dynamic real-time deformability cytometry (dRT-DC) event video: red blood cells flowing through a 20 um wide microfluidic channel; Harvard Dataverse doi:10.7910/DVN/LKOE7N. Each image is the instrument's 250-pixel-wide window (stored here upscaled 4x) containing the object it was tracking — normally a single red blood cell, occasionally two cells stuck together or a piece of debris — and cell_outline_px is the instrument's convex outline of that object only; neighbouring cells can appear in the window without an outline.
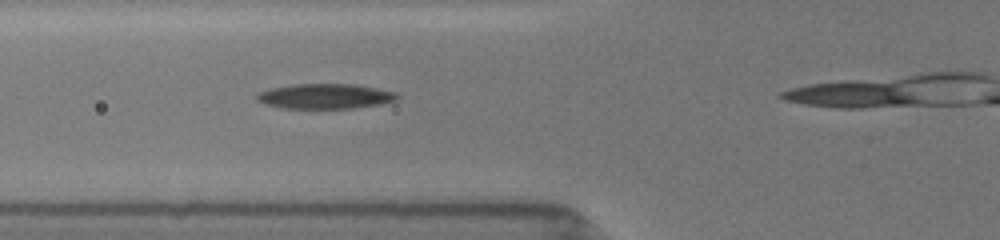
{"species": "common noctule bat (a hibernating species)", "species_latin": "Nyctalus noctula", "temperature_condition": "room temperature", "stored_images_in_passage": 7, "camera_frame_rate_fps": 3000, "um_per_image_px": 0.085, "animal": {"sex": "female", "body_mass_g": 19.5, "forearm_length_mm": 54.1}, "frame": {"image": 1, "passage_image": 7, "time_ms": 3.333, "image_size_px": [1000, 240], "cell_outline_px": [[400, 96], [396, 100], [380, 104], [352, 108], [284, 108], [268, 104], [256, 100], [256, 96], [260, 92], [272, 88], [296, 84], [356, 84], [396, 92]], "centroid_in_image_um": [27.69, 8.17], "position_along_channel_um": 98.1, "area_um2": 20.23}}